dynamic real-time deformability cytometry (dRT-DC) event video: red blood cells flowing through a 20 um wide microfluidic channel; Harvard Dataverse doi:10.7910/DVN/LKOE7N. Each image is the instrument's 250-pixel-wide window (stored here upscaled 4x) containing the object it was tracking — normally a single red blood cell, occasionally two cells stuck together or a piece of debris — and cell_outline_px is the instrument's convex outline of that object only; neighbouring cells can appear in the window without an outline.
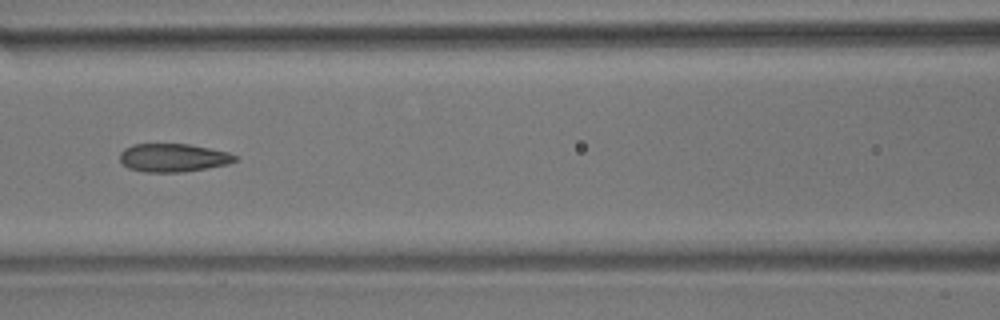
{"species": "common noctule bat (a hibernating species)", "species_latin": "Nyctalus noctula", "temperature_condition": "room temperature", "stored_images_in_passage": 9, "camera_frame_rate_fps": 3000, "um_per_image_px": 0.085, "animal": {"sex": "male", "body_mass_g": 17.9}, "frame": {"image": 1, "passage_image": 6, "time_ms": 1.667, "image_size_px": [1000, 320], "cell_outline_px": [[236, 160], [228, 164], [208, 168], [184, 172], [144, 172], [128, 168], [120, 160], [120, 152], [124, 148], [132, 144], [188, 144], [228, 152], [236, 156]], "centroid_in_image_um": [14.69, 13.41], "position_along_channel_um": 151.9, "area_um2": 18.96}}
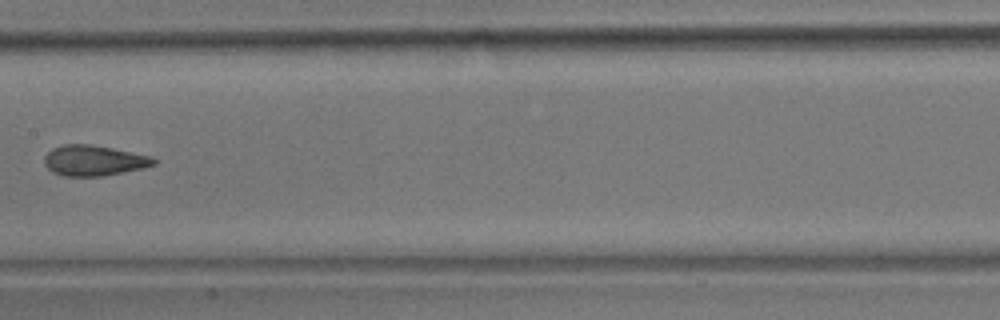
{"frame": {"image": 2, "passage_image": 7, "time_ms": 2.0, "image_size_px": [1000, 320], "cell_outline_px": [[156, 164], [144, 168], [104, 176], [64, 176], [52, 172], [44, 164], [44, 156], [52, 148], [64, 144], [92, 144], [152, 156], [156, 160]], "centroid_in_image_um": [7.98, 13.64], "position_along_channel_um": 199.4, "area_um2": 19.59}}
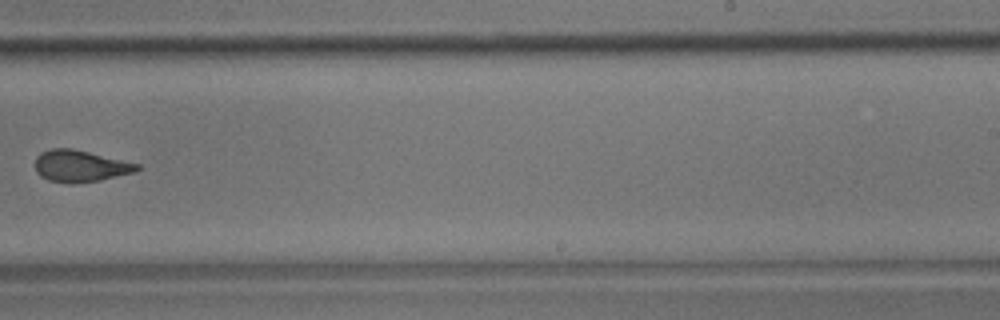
{"frame": {"image": 3, "passage_image": 9, "time_ms": 2.667, "image_size_px": [1000, 320], "cell_outline_px": [[140, 168], [136, 172], [100, 180], [72, 184], [68, 184], [48, 180], [40, 176], [36, 172], [36, 156], [40, 152], [52, 148], [72, 148], [140, 164]], "centroid_in_image_um": [6.81, 14.12], "position_along_channel_um": 282.2, "area_um2": 18.96}}